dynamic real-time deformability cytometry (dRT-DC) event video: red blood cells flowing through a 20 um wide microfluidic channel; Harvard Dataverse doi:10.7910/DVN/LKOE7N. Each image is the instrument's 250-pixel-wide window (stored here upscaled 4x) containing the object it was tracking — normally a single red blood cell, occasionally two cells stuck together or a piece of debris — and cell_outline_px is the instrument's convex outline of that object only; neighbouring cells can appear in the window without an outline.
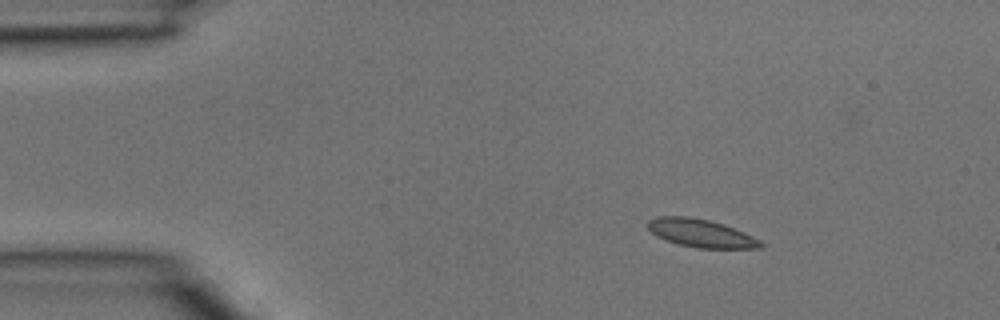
{"species": "common noctule bat (a hibernating species)", "species_latin": "Nyctalus noctula", "temperature_condition": "room temperature", "stored_images_in_passage": 4, "camera_frame_rate_fps": 3000, "um_per_image_px": 0.085, "animal": {"sex": "male", "body_mass_g": 15.6}, "frame": {"image": 1, "passage_image": 1, "time_ms": 0.0, "image_size_px": [1000, 320], "cell_outline_px": [[764, 244], [760, 248], [696, 248], [664, 240], [656, 236], [648, 228], [648, 220], [656, 216], [688, 216], [708, 220], [724, 224], [744, 232], [760, 240]], "centroid_in_image_um": [59.56, 19.82], "position_along_channel_um": 25.4, "area_um2": 18.44}}